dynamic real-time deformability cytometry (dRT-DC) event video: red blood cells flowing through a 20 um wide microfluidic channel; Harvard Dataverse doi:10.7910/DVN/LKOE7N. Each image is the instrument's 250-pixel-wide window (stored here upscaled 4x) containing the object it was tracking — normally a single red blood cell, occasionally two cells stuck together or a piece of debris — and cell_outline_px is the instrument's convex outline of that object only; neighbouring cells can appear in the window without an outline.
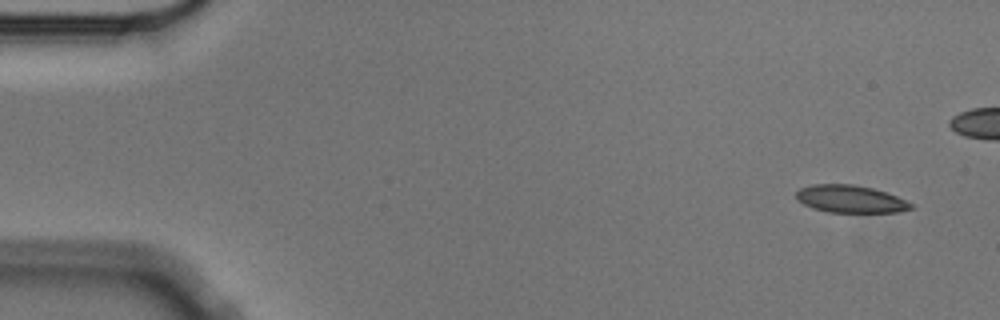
{"species": "Egyptian fruit bat (a non-hibernating species)", "species_latin": "Rousettus aegyptiacus", "temperature_condition": "cold", "stored_images_in_passage": 7, "camera_frame_rate_fps": 3000, "um_per_image_px": 0.085, "animal": {"sex": "male"}, "frame": {"image": 1, "passage_image": 1, "time_ms": 0.0, "image_size_px": [1000, 320], "cell_outline_px": [[912, 208], [900, 212], [828, 212], [812, 208], [796, 200], [796, 192], [800, 188], [812, 184], [852, 184], [872, 188], [896, 196], [912, 204]], "centroid_in_image_um": [72.23, 16.91], "position_along_channel_um": 12.8, "area_um2": 18.26}}